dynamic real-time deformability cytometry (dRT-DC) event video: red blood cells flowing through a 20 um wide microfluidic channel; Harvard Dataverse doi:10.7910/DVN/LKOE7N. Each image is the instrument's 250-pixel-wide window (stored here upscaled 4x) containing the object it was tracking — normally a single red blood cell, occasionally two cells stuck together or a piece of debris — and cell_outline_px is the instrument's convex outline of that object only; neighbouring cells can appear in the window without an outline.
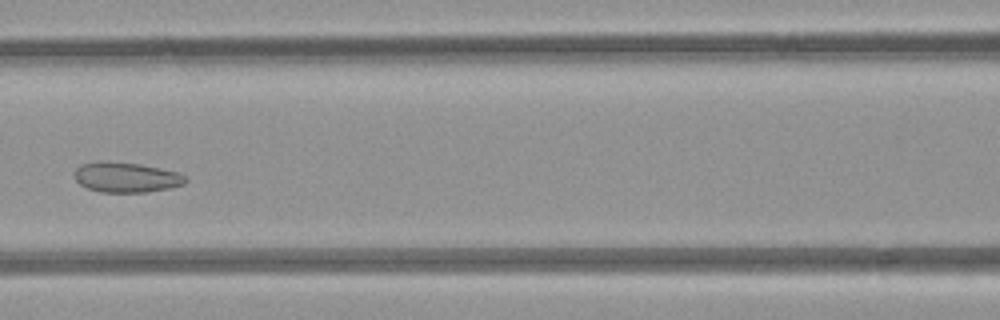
{"species": "common noctule bat (a hibernating species)", "species_latin": "Nyctalus noctula", "temperature_condition": "room temperature", "stored_images_in_passage": 5, "camera_frame_rate_fps": 3000, "um_per_image_px": 0.085, "animal": {"sex": "female", "body_mass_g": 21.9}, "frame": {"image": 1, "passage_image": 5, "time_ms": 5.333, "image_size_px": [1000, 320], "cell_outline_px": [[188, 180], [184, 184], [168, 188], [148, 192], [100, 192], [88, 188], [80, 184], [76, 180], [76, 168], [80, 164], [140, 164], [180, 172], [188, 176]], "centroid_in_image_um": [10.84, 15.11], "position_along_channel_um": 155.8, "area_um2": 18.79}}